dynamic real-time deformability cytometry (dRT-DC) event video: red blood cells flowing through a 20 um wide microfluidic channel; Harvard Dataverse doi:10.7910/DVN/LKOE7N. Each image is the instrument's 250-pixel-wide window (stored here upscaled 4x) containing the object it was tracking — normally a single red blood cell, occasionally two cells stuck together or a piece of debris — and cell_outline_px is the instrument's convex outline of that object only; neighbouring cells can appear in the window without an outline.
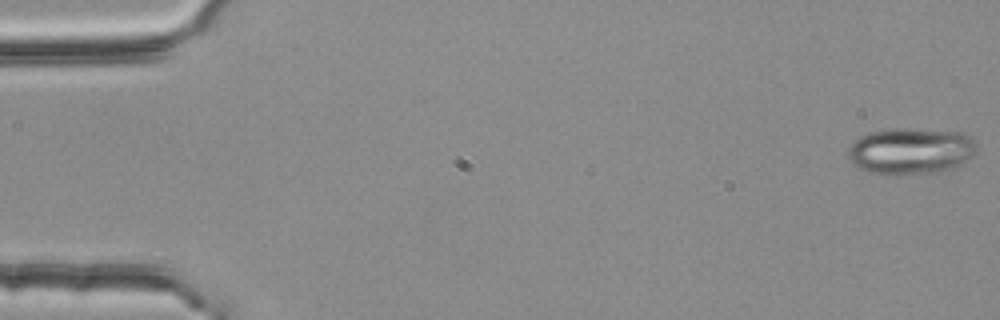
{"species": "common noctule bat (a hibernating species)", "species_latin": "Nyctalus noctula", "temperature_condition": "room temperature", "stored_images_in_passage": 54, "camera_frame_rate_fps": 3000, "um_per_image_px": 0.085, "animal": {"sex": "female", "body_mass_g": 25.1}, "frame": {"image": 1, "passage_image": 1, "time_ms": 0.0, "image_size_px": [1000, 320], "cell_outline_px": [[976, 152], [964, 164], [956, 168], [944, 172], [872, 172], [860, 168], [848, 156], [848, 148], [860, 136], [872, 132], [904, 128], [964, 132], [976, 144]], "centroid_in_image_um": [77.51, 12.81], "position_along_channel_um": 7.5, "area_um2": 33.99}}
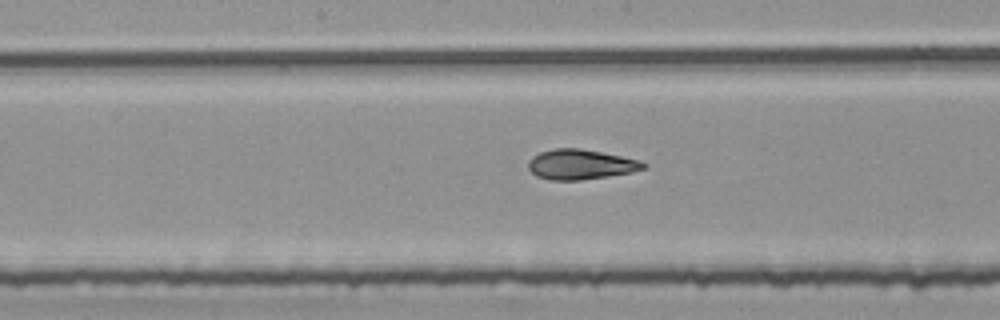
{"frame": {"image": 2, "passage_image": 28, "time_ms": 9.0, "image_size_px": [1000, 320], "cell_outline_px": [[648, 164], [644, 168], [632, 172], [608, 176], [580, 180], [548, 180], [536, 176], [528, 168], [528, 160], [532, 156], [540, 152], [552, 148], [580, 148], [640, 160]], "centroid_in_image_um": [49.32, 13.97], "position_along_channel_um": 198.9, "area_um2": 20.17}}
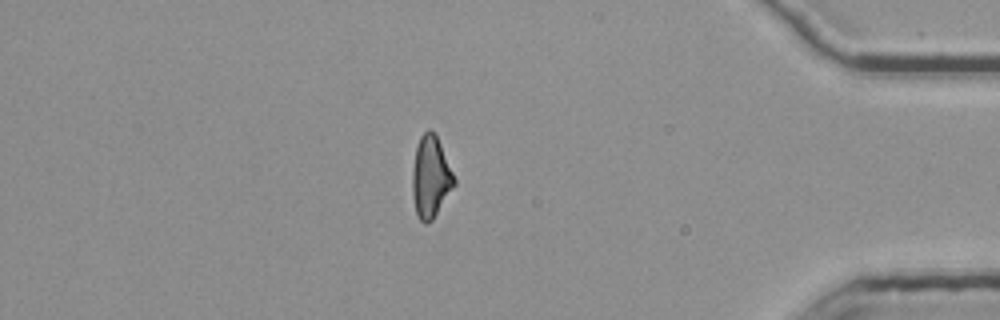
{"frame": {"image": 3, "passage_image": 47, "time_ms": 15.333, "image_size_px": [1000, 320], "cell_outline_px": [[456, 184], [432, 220], [424, 224], [420, 220], [416, 212], [412, 196], [412, 172], [416, 144], [420, 136], [428, 128], [436, 136], [440, 144], [456, 180]], "centroid_in_image_um": [36.59, 15.05], "position_along_channel_um": 398.6, "area_um2": 19.77}, "authors_computed_cell_mechanics": {"area_um2": 20.1722, "velocity_mm_per_s": 3.7753, "shape_relaxation_time_tau1_ms": 7.9124, "shape_relaxation_time_tau2_ms": 2.0091, "deformation_change_tau1": 0.1901, "deformation_change_tau2": 0.0916}}